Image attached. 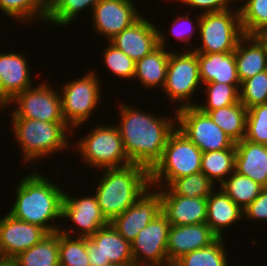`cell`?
<instances>
[{
    "label": "cell",
    "instance_id": "6da1fadb",
    "mask_svg": "<svg viewBox=\"0 0 267 266\" xmlns=\"http://www.w3.org/2000/svg\"><path fill=\"white\" fill-rule=\"evenodd\" d=\"M132 107L121 103L118 112L121 119L116 127L130 162L151 171L161 160L167 140L177 127L176 111L175 117L167 118Z\"/></svg>",
    "mask_w": 267,
    "mask_h": 266
},
{
    "label": "cell",
    "instance_id": "7a4b0ae2",
    "mask_svg": "<svg viewBox=\"0 0 267 266\" xmlns=\"http://www.w3.org/2000/svg\"><path fill=\"white\" fill-rule=\"evenodd\" d=\"M29 173L15 184L16 199L8 214L18 220L38 225L48 233L58 232L61 225L58 227L51 221L62 218L64 191L39 171Z\"/></svg>",
    "mask_w": 267,
    "mask_h": 266
},
{
    "label": "cell",
    "instance_id": "3957f363",
    "mask_svg": "<svg viewBox=\"0 0 267 266\" xmlns=\"http://www.w3.org/2000/svg\"><path fill=\"white\" fill-rule=\"evenodd\" d=\"M101 170L104 173L94 194L103 216L110 223L151 188L150 171L135 164Z\"/></svg>",
    "mask_w": 267,
    "mask_h": 266
},
{
    "label": "cell",
    "instance_id": "277c9868",
    "mask_svg": "<svg viewBox=\"0 0 267 266\" xmlns=\"http://www.w3.org/2000/svg\"><path fill=\"white\" fill-rule=\"evenodd\" d=\"M11 119L14 138L18 146L20 145L24 163L49 158L48 156L73 147L69 143V135H72L73 131L65 122H46L31 118Z\"/></svg>",
    "mask_w": 267,
    "mask_h": 266
},
{
    "label": "cell",
    "instance_id": "5b68a950",
    "mask_svg": "<svg viewBox=\"0 0 267 266\" xmlns=\"http://www.w3.org/2000/svg\"><path fill=\"white\" fill-rule=\"evenodd\" d=\"M202 153L176 127L167 140L161 160L150 171L151 187H168L177 178L201 172Z\"/></svg>",
    "mask_w": 267,
    "mask_h": 266
},
{
    "label": "cell",
    "instance_id": "8992f818",
    "mask_svg": "<svg viewBox=\"0 0 267 266\" xmlns=\"http://www.w3.org/2000/svg\"><path fill=\"white\" fill-rule=\"evenodd\" d=\"M235 6L220 12L200 11L199 38L201 45L187 50L196 53H230L235 51L239 40L244 36L239 7ZM232 9V10H231ZM234 11V12H233Z\"/></svg>",
    "mask_w": 267,
    "mask_h": 266
},
{
    "label": "cell",
    "instance_id": "52a82bcc",
    "mask_svg": "<svg viewBox=\"0 0 267 266\" xmlns=\"http://www.w3.org/2000/svg\"><path fill=\"white\" fill-rule=\"evenodd\" d=\"M75 148L88 167L106 169L132 164L116 125H97L76 143Z\"/></svg>",
    "mask_w": 267,
    "mask_h": 266
},
{
    "label": "cell",
    "instance_id": "ba28073f",
    "mask_svg": "<svg viewBox=\"0 0 267 266\" xmlns=\"http://www.w3.org/2000/svg\"><path fill=\"white\" fill-rule=\"evenodd\" d=\"M96 75L89 71L79 79L70 80L61 88L63 119L72 131L88 122L94 109L100 104L101 83Z\"/></svg>",
    "mask_w": 267,
    "mask_h": 266
},
{
    "label": "cell",
    "instance_id": "9c48e42d",
    "mask_svg": "<svg viewBox=\"0 0 267 266\" xmlns=\"http://www.w3.org/2000/svg\"><path fill=\"white\" fill-rule=\"evenodd\" d=\"M201 84L196 52L185 49L183 53H178L171 49L163 93L168 96L171 104L183 102L179 106L177 105L175 111L184 107L196 106V103L189 101Z\"/></svg>",
    "mask_w": 267,
    "mask_h": 266
},
{
    "label": "cell",
    "instance_id": "30bf717a",
    "mask_svg": "<svg viewBox=\"0 0 267 266\" xmlns=\"http://www.w3.org/2000/svg\"><path fill=\"white\" fill-rule=\"evenodd\" d=\"M177 128L202 152L236 149L235 142L195 106L176 110Z\"/></svg>",
    "mask_w": 267,
    "mask_h": 266
},
{
    "label": "cell",
    "instance_id": "8fae6325",
    "mask_svg": "<svg viewBox=\"0 0 267 266\" xmlns=\"http://www.w3.org/2000/svg\"><path fill=\"white\" fill-rule=\"evenodd\" d=\"M16 104L11 112V118H31L46 122H65L62 113L60 93L49 83L42 82L17 94L2 110Z\"/></svg>",
    "mask_w": 267,
    "mask_h": 266
},
{
    "label": "cell",
    "instance_id": "7c38bea8",
    "mask_svg": "<svg viewBox=\"0 0 267 266\" xmlns=\"http://www.w3.org/2000/svg\"><path fill=\"white\" fill-rule=\"evenodd\" d=\"M171 224L161 212L131 242L134 266H159L168 262L167 245Z\"/></svg>",
    "mask_w": 267,
    "mask_h": 266
},
{
    "label": "cell",
    "instance_id": "4fadbf2b",
    "mask_svg": "<svg viewBox=\"0 0 267 266\" xmlns=\"http://www.w3.org/2000/svg\"><path fill=\"white\" fill-rule=\"evenodd\" d=\"M90 266H134L131 243L109 223L86 237Z\"/></svg>",
    "mask_w": 267,
    "mask_h": 266
},
{
    "label": "cell",
    "instance_id": "5bb4252c",
    "mask_svg": "<svg viewBox=\"0 0 267 266\" xmlns=\"http://www.w3.org/2000/svg\"><path fill=\"white\" fill-rule=\"evenodd\" d=\"M127 210L115 217L110 224L130 243L137 234L162 212L161 195L151 187Z\"/></svg>",
    "mask_w": 267,
    "mask_h": 266
},
{
    "label": "cell",
    "instance_id": "9a60e30c",
    "mask_svg": "<svg viewBox=\"0 0 267 266\" xmlns=\"http://www.w3.org/2000/svg\"><path fill=\"white\" fill-rule=\"evenodd\" d=\"M132 0H100L93 8L95 33L110 41L141 16Z\"/></svg>",
    "mask_w": 267,
    "mask_h": 266
},
{
    "label": "cell",
    "instance_id": "2e32d148",
    "mask_svg": "<svg viewBox=\"0 0 267 266\" xmlns=\"http://www.w3.org/2000/svg\"><path fill=\"white\" fill-rule=\"evenodd\" d=\"M49 233L42 227L6 214L0 219V257L14 259Z\"/></svg>",
    "mask_w": 267,
    "mask_h": 266
},
{
    "label": "cell",
    "instance_id": "e0dca14e",
    "mask_svg": "<svg viewBox=\"0 0 267 266\" xmlns=\"http://www.w3.org/2000/svg\"><path fill=\"white\" fill-rule=\"evenodd\" d=\"M62 219L74 223L79 237H90L109 222L103 216L97 198L91 196L73 197L64 191L62 201Z\"/></svg>",
    "mask_w": 267,
    "mask_h": 266
},
{
    "label": "cell",
    "instance_id": "ac0fdd59",
    "mask_svg": "<svg viewBox=\"0 0 267 266\" xmlns=\"http://www.w3.org/2000/svg\"><path fill=\"white\" fill-rule=\"evenodd\" d=\"M110 42L136 62L159 46L158 28L141 16Z\"/></svg>",
    "mask_w": 267,
    "mask_h": 266
},
{
    "label": "cell",
    "instance_id": "d6986e66",
    "mask_svg": "<svg viewBox=\"0 0 267 266\" xmlns=\"http://www.w3.org/2000/svg\"><path fill=\"white\" fill-rule=\"evenodd\" d=\"M27 58L20 53H0V107L17 94L33 87Z\"/></svg>",
    "mask_w": 267,
    "mask_h": 266
},
{
    "label": "cell",
    "instance_id": "ffe728a7",
    "mask_svg": "<svg viewBox=\"0 0 267 266\" xmlns=\"http://www.w3.org/2000/svg\"><path fill=\"white\" fill-rule=\"evenodd\" d=\"M161 195L162 212L171 225L206 223L207 198H188L174 194L168 187L155 188Z\"/></svg>",
    "mask_w": 267,
    "mask_h": 266
},
{
    "label": "cell",
    "instance_id": "44dd1931",
    "mask_svg": "<svg viewBox=\"0 0 267 266\" xmlns=\"http://www.w3.org/2000/svg\"><path fill=\"white\" fill-rule=\"evenodd\" d=\"M217 238L207 223L171 225L167 245L168 261H177L189 252L208 246Z\"/></svg>",
    "mask_w": 267,
    "mask_h": 266
},
{
    "label": "cell",
    "instance_id": "7402d4cb",
    "mask_svg": "<svg viewBox=\"0 0 267 266\" xmlns=\"http://www.w3.org/2000/svg\"><path fill=\"white\" fill-rule=\"evenodd\" d=\"M159 46L151 53L136 61L134 79L136 78L145 88H159L163 90L170 52L167 51L166 36L160 31Z\"/></svg>",
    "mask_w": 267,
    "mask_h": 266
},
{
    "label": "cell",
    "instance_id": "603a6c76",
    "mask_svg": "<svg viewBox=\"0 0 267 266\" xmlns=\"http://www.w3.org/2000/svg\"><path fill=\"white\" fill-rule=\"evenodd\" d=\"M235 147V171L264 186L267 182V146L242 139Z\"/></svg>",
    "mask_w": 267,
    "mask_h": 266
},
{
    "label": "cell",
    "instance_id": "cb8c5ba5",
    "mask_svg": "<svg viewBox=\"0 0 267 266\" xmlns=\"http://www.w3.org/2000/svg\"><path fill=\"white\" fill-rule=\"evenodd\" d=\"M206 212V223L218 237H224L223 230L244 217L243 210L227 196L221 187L218 190L215 188L207 197Z\"/></svg>",
    "mask_w": 267,
    "mask_h": 266
},
{
    "label": "cell",
    "instance_id": "d4e9b609",
    "mask_svg": "<svg viewBox=\"0 0 267 266\" xmlns=\"http://www.w3.org/2000/svg\"><path fill=\"white\" fill-rule=\"evenodd\" d=\"M202 84L218 82L241 84L238 77L234 51L230 53H196Z\"/></svg>",
    "mask_w": 267,
    "mask_h": 266
},
{
    "label": "cell",
    "instance_id": "484cf974",
    "mask_svg": "<svg viewBox=\"0 0 267 266\" xmlns=\"http://www.w3.org/2000/svg\"><path fill=\"white\" fill-rule=\"evenodd\" d=\"M234 55L241 83L267 70L266 49L256 36L244 35L239 40Z\"/></svg>",
    "mask_w": 267,
    "mask_h": 266
},
{
    "label": "cell",
    "instance_id": "4316f807",
    "mask_svg": "<svg viewBox=\"0 0 267 266\" xmlns=\"http://www.w3.org/2000/svg\"><path fill=\"white\" fill-rule=\"evenodd\" d=\"M16 266H60L59 231L49 233L38 244L14 258Z\"/></svg>",
    "mask_w": 267,
    "mask_h": 266
},
{
    "label": "cell",
    "instance_id": "83f0119b",
    "mask_svg": "<svg viewBox=\"0 0 267 266\" xmlns=\"http://www.w3.org/2000/svg\"><path fill=\"white\" fill-rule=\"evenodd\" d=\"M202 112L207 113L235 143L245 138L247 109L240 101L227 107Z\"/></svg>",
    "mask_w": 267,
    "mask_h": 266
},
{
    "label": "cell",
    "instance_id": "f1b7e54d",
    "mask_svg": "<svg viewBox=\"0 0 267 266\" xmlns=\"http://www.w3.org/2000/svg\"><path fill=\"white\" fill-rule=\"evenodd\" d=\"M236 149H223L203 152L201 158V172L214 184L221 185L226 178L235 171Z\"/></svg>",
    "mask_w": 267,
    "mask_h": 266
},
{
    "label": "cell",
    "instance_id": "f546056e",
    "mask_svg": "<svg viewBox=\"0 0 267 266\" xmlns=\"http://www.w3.org/2000/svg\"><path fill=\"white\" fill-rule=\"evenodd\" d=\"M77 228L59 230V261L60 266H90L86 248V237L72 238ZM75 230V231H74ZM71 231V233H70Z\"/></svg>",
    "mask_w": 267,
    "mask_h": 266
},
{
    "label": "cell",
    "instance_id": "4dcf8cb0",
    "mask_svg": "<svg viewBox=\"0 0 267 266\" xmlns=\"http://www.w3.org/2000/svg\"><path fill=\"white\" fill-rule=\"evenodd\" d=\"M235 204L244 210L263 190V186L236 171L219 186Z\"/></svg>",
    "mask_w": 267,
    "mask_h": 266
},
{
    "label": "cell",
    "instance_id": "1f68e13d",
    "mask_svg": "<svg viewBox=\"0 0 267 266\" xmlns=\"http://www.w3.org/2000/svg\"><path fill=\"white\" fill-rule=\"evenodd\" d=\"M223 237H218L206 247L183 255L176 262L180 266H229L227 245Z\"/></svg>",
    "mask_w": 267,
    "mask_h": 266
},
{
    "label": "cell",
    "instance_id": "d6a6232c",
    "mask_svg": "<svg viewBox=\"0 0 267 266\" xmlns=\"http://www.w3.org/2000/svg\"><path fill=\"white\" fill-rule=\"evenodd\" d=\"M47 10L48 0H0V11L17 22L23 23L37 19L44 23Z\"/></svg>",
    "mask_w": 267,
    "mask_h": 266
},
{
    "label": "cell",
    "instance_id": "836d02e7",
    "mask_svg": "<svg viewBox=\"0 0 267 266\" xmlns=\"http://www.w3.org/2000/svg\"><path fill=\"white\" fill-rule=\"evenodd\" d=\"M100 0H48L46 21L49 24L67 26L75 17H78L83 10L94 6ZM92 8V9H91Z\"/></svg>",
    "mask_w": 267,
    "mask_h": 266
},
{
    "label": "cell",
    "instance_id": "e575fe53",
    "mask_svg": "<svg viewBox=\"0 0 267 266\" xmlns=\"http://www.w3.org/2000/svg\"><path fill=\"white\" fill-rule=\"evenodd\" d=\"M206 96V103L196 104L200 111H211L236 104L240 101L241 84H226L208 82L202 85Z\"/></svg>",
    "mask_w": 267,
    "mask_h": 266
},
{
    "label": "cell",
    "instance_id": "d590c367",
    "mask_svg": "<svg viewBox=\"0 0 267 266\" xmlns=\"http://www.w3.org/2000/svg\"><path fill=\"white\" fill-rule=\"evenodd\" d=\"M239 8L244 35L257 36L267 30V0H245Z\"/></svg>",
    "mask_w": 267,
    "mask_h": 266
},
{
    "label": "cell",
    "instance_id": "8d00e7d4",
    "mask_svg": "<svg viewBox=\"0 0 267 266\" xmlns=\"http://www.w3.org/2000/svg\"><path fill=\"white\" fill-rule=\"evenodd\" d=\"M215 184L202 172L175 179L168 188L176 195L188 198H207Z\"/></svg>",
    "mask_w": 267,
    "mask_h": 266
},
{
    "label": "cell",
    "instance_id": "74e56055",
    "mask_svg": "<svg viewBox=\"0 0 267 266\" xmlns=\"http://www.w3.org/2000/svg\"><path fill=\"white\" fill-rule=\"evenodd\" d=\"M103 51V62L112 74L121 79L132 80L135 74L136 62L128 57L123 51L114 46L110 41Z\"/></svg>",
    "mask_w": 267,
    "mask_h": 266
},
{
    "label": "cell",
    "instance_id": "f35d334b",
    "mask_svg": "<svg viewBox=\"0 0 267 266\" xmlns=\"http://www.w3.org/2000/svg\"><path fill=\"white\" fill-rule=\"evenodd\" d=\"M240 102L249 109L267 103V70L241 83Z\"/></svg>",
    "mask_w": 267,
    "mask_h": 266
},
{
    "label": "cell",
    "instance_id": "ab89813d",
    "mask_svg": "<svg viewBox=\"0 0 267 266\" xmlns=\"http://www.w3.org/2000/svg\"><path fill=\"white\" fill-rule=\"evenodd\" d=\"M244 139L267 146V103L247 109Z\"/></svg>",
    "mask_w": 267,
    "mask_h": 266
},
{
    "label": "cell",
    "instance_id": "60d3db41",
    "mask_svg": "<svg viewBox=\"0 0 267 266\" xmlns=\"http://www.w3.org/2000/svg\"><path fill=\"white\" fill-rule=\"evenodd\" d=\"M198 14L199 15L195 18L196 21L194 20V23L193 20L189 17L188 13L181 16L177 14V16L175 17L176 19L172 22V28L170 29L172 36H174L176 40H180V42L185 43V46L187 47L188 45L190 46L189 42H191L190 40L192 39V37H194V32H199L200 12ZM195 27L198 30H196Z\"/></svg>",
    "mask_w": 267,
    "mask_h": 266
},
{
    "label": "cell",
    "instance_id": "b9f144b4",
    "mask_svg": "<svg viewBox=\"0 0 267 266\" xmlns=\"http://www.w3.org/2000/svg\"><path fill=\"white\" fill-rule=\"evenodd\" d=\"M244 217L251 221L267 222V191L264 189L259 195L243 210Z\"/></svg>",
    "mask_w": 267,
    "mask_h": 266
},
{
    "label": "cell",
    "instance_id": "7bdbcfd3",
    "mask_svg": "<svg viewBox=\"0 0 267 266\" xmlns=\"http://www.w3.org/2000/svg\"><path fill=\"white\" fill-rule=\"evenodd\" d=\"M173 1V0H172ZM175 1V0H174ZM194 9H201L203 13L220 12L229 9L233 0H176ZM231 3V4H230Z\"/></svg>",
    "mask_w": 267,
    "mask_h": 266
},
{
    "label": "cell",
    "instance_id": "ee69618b",
    "mask_svg": "<svg viewBox=\"0 0 267 266\" xmlns=\"http://www.w3.org/2000/svg\"><path fill=\"white\" fill-rule=\"evenodd\" d=\"M0 266H16V262L14 259L0 257Z\"/></svg>",
    "mask_w": 267,
    "mask_h": 266
},
{
    "label": "cell",
    "instance_id": "f6af8a7d",
    "mask_svg": "<svg viewBox=\"0 0 267 266\" xmlns=\"http://www.w3.org/2000/svg\"><path fill=\"white\" fill-rule=\"evenodd\" d=\"M256 37H257V38L262 42V44L265 46L266 53H267V30L261 32V33L258 34Z\"/></svg>",
    "mask_w": 267,
    "mask_h": 266
},
{
    "label": "cell",
    "instance_id": "bcb514c9",
    "mask_svg": "<svg viewBox=\"0 0 267 266\" xmlns=\"http://www.w3.org/2000/svg\"><path fill=\"white\" fill-rule=\"evenodd\" d=\"M159 266H180L176 261H168Z\"/></svg>",
    "mask_w": 267,
    "mask_h": 266
},
{
    "label": "cell",
    "instance_id": "7dc6e473",
    "mask_svg": "<svg viewBox=\"0 0 267 266\" xmlns=\"http://www.w3.org/2000/svg\"><path fill=\"white\" fill-rule=\"evenodd\" d=\"M263 189H264L265 191H267V182H266V184L263 186Z\"/></svg>",
    "mask_w": 267,
    "mask_h": 266
}]
</instances>
